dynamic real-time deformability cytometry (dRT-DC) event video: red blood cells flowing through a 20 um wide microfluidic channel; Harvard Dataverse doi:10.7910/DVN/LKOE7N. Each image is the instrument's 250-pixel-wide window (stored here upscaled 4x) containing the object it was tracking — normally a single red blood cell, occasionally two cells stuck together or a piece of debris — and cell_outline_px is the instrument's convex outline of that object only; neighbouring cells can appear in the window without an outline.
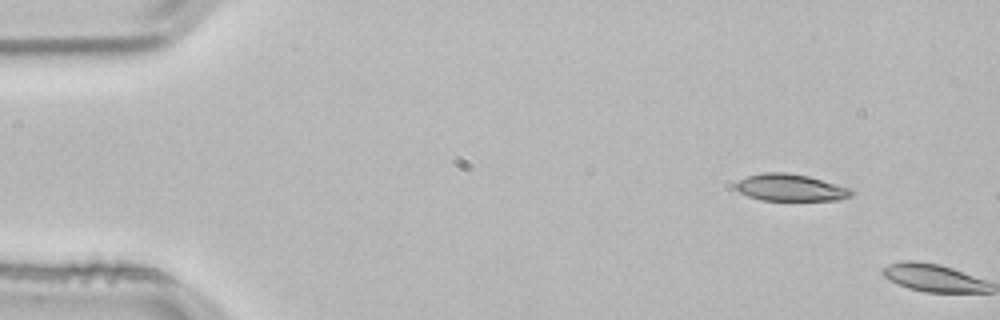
{"species": "common noctule bat (a hibernating species)", "species_latin": "Nyctalus noctula", "temperature_condition": "room temperature", "stored_images_in_passage": 2, "camera_frame_rate_fps": 3000, "um_per_image_px": 0.085, "animal": {"sex": "male", "body_mass_g": 21.5, "forearm_length_mm": 52.0}, "frame": {"image": 1, "passage_image": 2, "time_ms": 0.333, "image_size_px": [1000, 320], "cell_outline_px": [[856, 192], [852, 196], [840, 200], [760, 200], [748, 196], [740, 192], [736, 188], [736, 184], [740, 180], [748, 176], [764, 172], [788, 172], [808, 176], [852, 188]], "centroid_in_image_um": [67.26, 15.95], "position_along_channel_um": 17.7, "area_um2": 18.26}}